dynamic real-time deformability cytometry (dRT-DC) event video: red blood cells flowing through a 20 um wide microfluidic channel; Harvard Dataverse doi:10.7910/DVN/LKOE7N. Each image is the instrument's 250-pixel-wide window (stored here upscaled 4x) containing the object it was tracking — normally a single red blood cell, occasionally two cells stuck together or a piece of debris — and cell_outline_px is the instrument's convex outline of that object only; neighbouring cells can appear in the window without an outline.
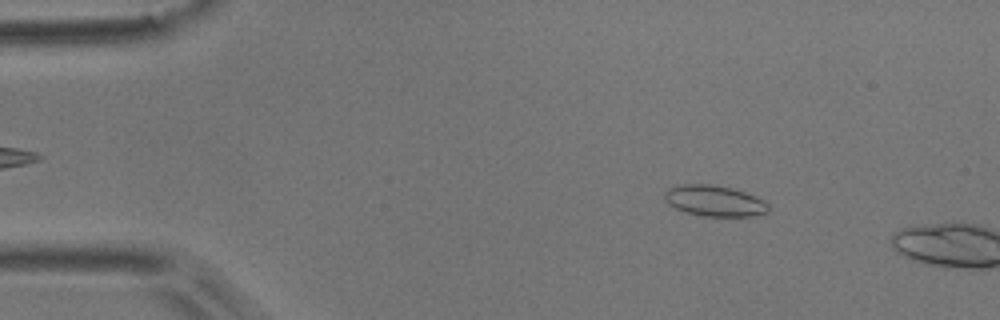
{"species": "common noctule bat (a hibernating species)", "species_latin": "Nyctalus noctula", "temperature_condition": "room temperature", "stored_images_in_passage": 10, "camera_frame_rate_fps": 3000, "um_per_image_px": 0.085, "animal": {"sex": "male", "body_mass_g": 17.9}, "frame": {"image": 1, "passage_image": 7, "time_ms": 2.0, "image_size_px": [1000, 320], "cell_outline_px": [[768, 212], [752, 216], [700, 216], [676, 208], [668, 204], [664, 200], [664, 192], [668, 188], [684, 184], [708, 184], [732, 188], [756, 196], [764, 200], [768, 204]], "centroid_in_image_um": [60.72, 17.07], "position_along_channel_um": 24.3, "area_um2": 18.67}}